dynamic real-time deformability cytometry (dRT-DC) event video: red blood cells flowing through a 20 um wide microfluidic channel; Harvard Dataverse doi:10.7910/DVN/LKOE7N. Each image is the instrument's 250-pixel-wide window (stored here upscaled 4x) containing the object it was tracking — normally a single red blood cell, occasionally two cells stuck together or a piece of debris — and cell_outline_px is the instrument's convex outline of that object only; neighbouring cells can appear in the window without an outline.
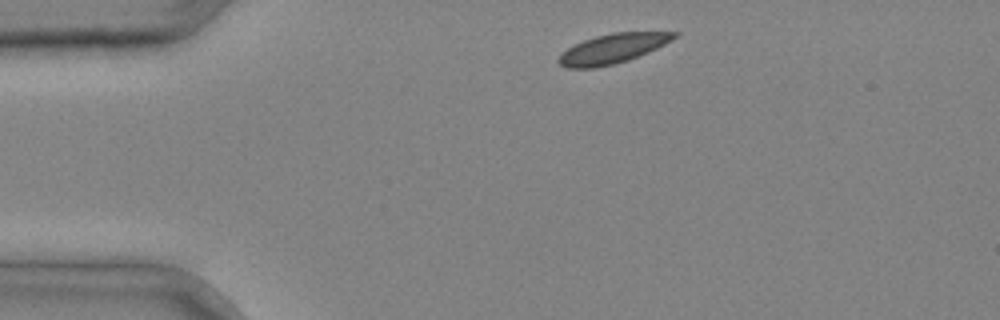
{"species": "common noctule bat (a hibernating species)", "species_latin": "Nyctalus noctula", "temperature_condition": "cold", "stored_images_in_passage": 1, "camera_frame_rate_fps": 3000, "um_per_image_px": 0.085, "animal": {"sex": "male", "body_mass_g": 20.4}, "frame": {"image": 1, "passage_image": 1, "time_ms": 0.0, "image_size_px": [1000, 320], "cell_outline_px": [[680, 32], [672, 40], [648, 52], [628, 60], [596, 68], [568, 68], [560, 64], [556, 60], [568, 48], [584, 40], [596, 36], [612, 32]], "centroid_in_image_um": [52.07, 4.13], "position_along_channel_um": 32.9, "area_um2": 19.59}}